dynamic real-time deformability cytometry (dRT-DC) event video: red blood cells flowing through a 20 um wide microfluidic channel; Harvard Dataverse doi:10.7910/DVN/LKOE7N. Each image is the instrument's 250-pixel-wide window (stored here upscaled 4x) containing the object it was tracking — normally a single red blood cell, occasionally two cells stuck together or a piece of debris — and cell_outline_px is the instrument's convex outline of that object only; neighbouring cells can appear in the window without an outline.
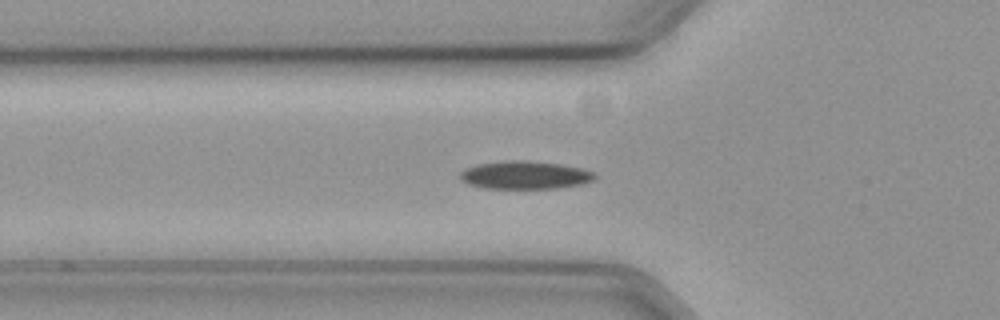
{"species": "common noctule bat (a hibernating species)", "species_latin": "Nyctalus noctula", "temperature_condition": "cold", "stored_images_in_passage": 60, "camera_frame_rate_fps": 3000, "um_per_image_px": 0.085, "animal": {"sex": "female", "body_mass_g": 19.3, "forearm_length_mm": 54.1}, "frame": {"image": 1, "passage_image": 21, "time_ms": 6.667, "image_size_px": [1000, 320], "cell_outline_px": [[596, 176], [592, 180], [580, 184], [556, 188], [484, 188], [468, 184], [460, 180], [460, 172], [464, 168], [476, 164], [508, 160], [524, 160], [560, 164], [580, 168], [596, 172]], "centroid_in_image_um": [44.57, 14.87], "position_along_channel_um": 81.2, "area_um2": 21.96}}
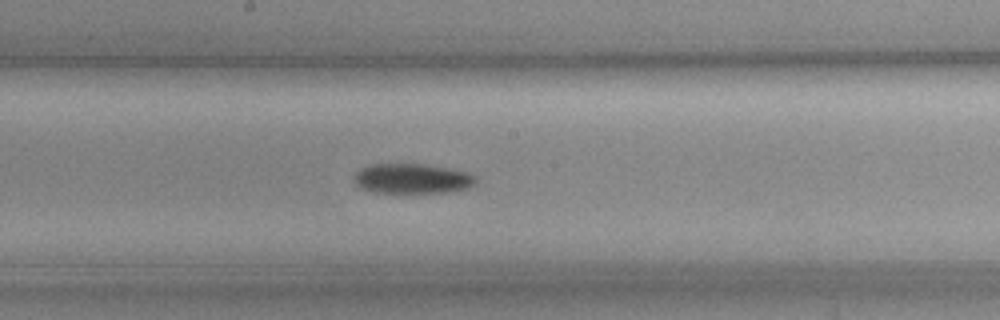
{"frame": {"image": 2, "passage_image": 32, "time_ms": 10.333, "image_size_px": [1000, 320], "cell_outline_px": [[476, 184], [468, 188], [448, 192], [376, 192], [360, 188], [352, 180], [356, 172], [360, 168], [372, 164], [420, 164], [448, 168], [464, 172], [476, 176]], "centroid_in_image_um": [35.01, 15.18], "position_along_channel_um": 213.2, "area_um2": 21.1}}
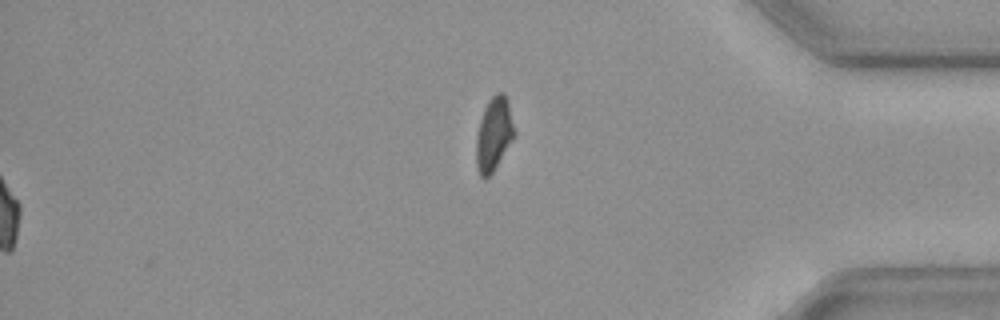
{"frame": {"image": 3, "passage_image": 60, "time_ms": 19.667, "image_size_px": [1000, 320], "cell_outline_px": [[516, 136], [492, 172], [488, 176], [480, 176], [476, 164], [476, 136], [480, 120], [484, 108], [488, 100], [496, 92], [504, 92], [508, 100], [516, 132]], "centroid_in_image_um": [42.0, 11.35], "position_along_channel_um": 393.2, "area_um2": 16.47}, "authors_computed_cell_mechanics": {"area_um2": 21.0392, "velocity_mm_per_s": 3.5963, "shape_relaxation_time_tau1_ms": 10.5597, "shape_relaxation_time_tau2_ms": null, "deformation_change_tau1": 0.1697, "deformation_change_tau2": null}}